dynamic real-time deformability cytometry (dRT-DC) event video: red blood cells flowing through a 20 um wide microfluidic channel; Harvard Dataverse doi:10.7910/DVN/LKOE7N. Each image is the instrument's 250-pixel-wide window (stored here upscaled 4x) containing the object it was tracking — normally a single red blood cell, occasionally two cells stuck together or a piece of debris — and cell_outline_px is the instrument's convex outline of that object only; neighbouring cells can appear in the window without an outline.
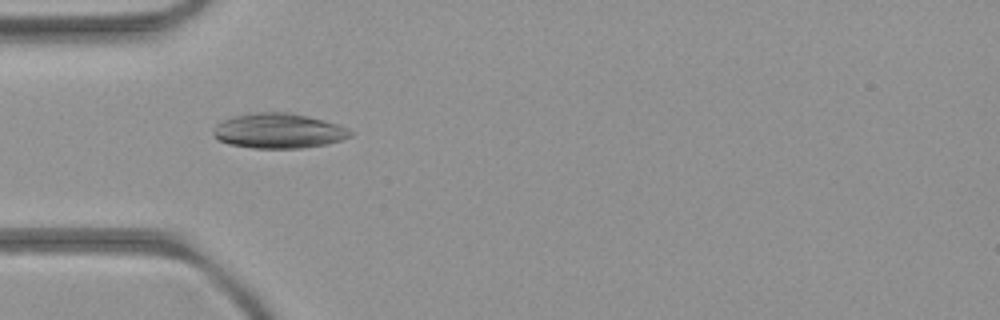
{"species": "common noctule bat (a hibernating species)", "species_latin": "Nyctalus noctula", "temperature_condition": "room temperature", "stored_images_in_passage": 2, "camera_frame_rate_fps": 3000, "um_per_image_px": 0.085, "animal": {"sex": "female", "body_mass_g": 21.9}, "frame": {"image": 1, "passage_image": 1, "time_ms": 0.0, "image_size_px": [1000, 320], "cell_outline_px": [[352, 136], [328, 144], [300, 148], [252, 148], [228, 144], [220, 140], [212, 132], [212, 128], [216, 124], [232, 116], [256, 112], [288, 112], [324, 120], [348, 128], [352, 132]], "centroid_in_image_um": [23.66, 11.12], "position_along_channel_um": 61.3, "area_um2": 27.92}}
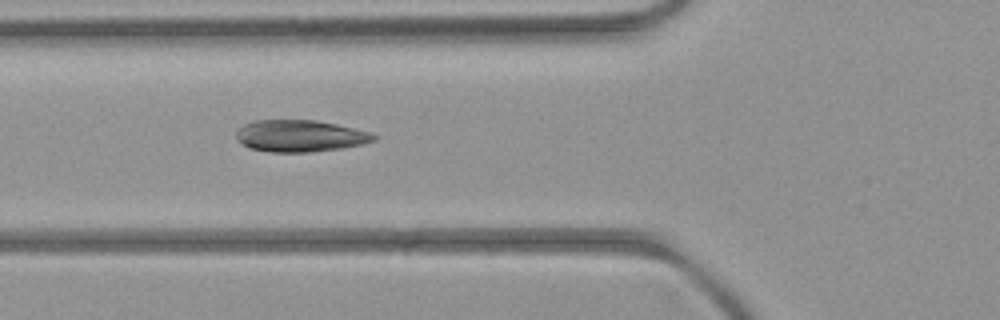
{"frame": {"image": 2, "passage_image": 2, "time_ms": 1.0, "image_size_px": [1000, 320], "cell_outline_px": [[380, 136], [376, 140], [364, 144], [340, 148], [308, 152], [272, 152], [252, 148], [236, 140], [236, 132], [244, 124], [256, 120], [316, 120], [336, 124], [372, 132]], "centroid_in_image_um": [25.56, 11.54], "position_along_channel_um": 100.2, "area_um2": 25.49}}